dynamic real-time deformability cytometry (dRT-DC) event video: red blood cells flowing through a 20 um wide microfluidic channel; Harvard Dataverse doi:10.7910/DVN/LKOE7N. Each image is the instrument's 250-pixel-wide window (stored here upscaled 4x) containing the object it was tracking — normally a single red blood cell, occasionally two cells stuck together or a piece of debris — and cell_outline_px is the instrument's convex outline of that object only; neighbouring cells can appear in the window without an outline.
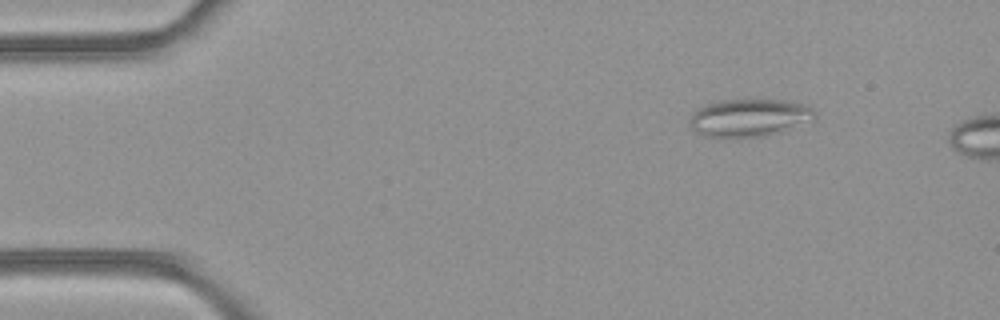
{"species": "common noctule bat (a hibernating species)", "species_latin": "Nyctalus noctula", "temperature_condition": "room temperature", "stored_images_in_passage": 10, "camera_frame_rate_fps": 3000, "um_per_image_px": 0.085, "animal": {"sex": "female", "body_mass_g": 21.9}, "frame": {"image": 1, "passage_image": 6, "time_ms": 1.667, "image_size_px": [1000, 320], "cell_outline_px": [[816, 116], [780, 132], [764, 136], [704, 136], [692, 128], [688, 120], [692, 112], [696, 108], [704, 104], [720, 100], [788, 100], [804, 104], [812, 108], [816, 112]], "centroid_in_image_um": [63.62, 9.97], "position_along_channel_um": 21.4, "area_um2": 27.05}}